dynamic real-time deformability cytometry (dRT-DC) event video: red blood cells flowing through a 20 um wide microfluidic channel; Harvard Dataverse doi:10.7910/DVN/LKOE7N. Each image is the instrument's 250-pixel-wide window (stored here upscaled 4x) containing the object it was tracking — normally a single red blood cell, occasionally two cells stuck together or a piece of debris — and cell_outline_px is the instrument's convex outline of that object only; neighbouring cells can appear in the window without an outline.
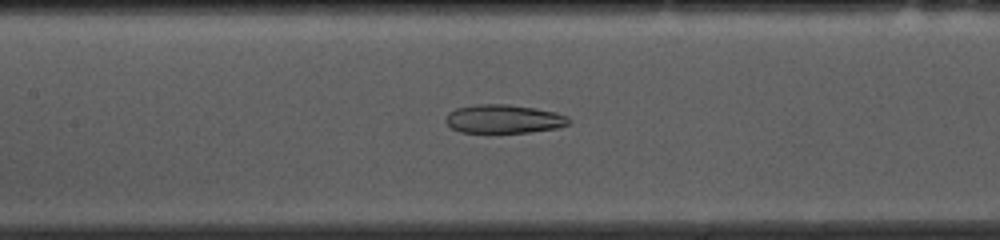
{"species": "common noctule bat (a hibernating species)", "species_latin": "Nyctalus noctula", "temperature_condition": "cold", "stored_images_in_passage": 53, "camera_frame_rate_fps": 3000, "um_per_image_px": 0.085, "animal": {"sex": "female", "body_mass_g": 10.0, "forearm_length_mm": 53.1}, "frame": {"image": 1, "passage_image": 23, "time_ms": 7.333, "image_size_px": [1000, 240], "cell_outline_px": [[572, 120], [568, 124], [556, 128], [528, 132], [460, 132], [452, 128], [444, 120], [448, 112], [456, 108], [476, 104], [508, 104], [536, 108], [556, 112], [568, 116]], "centroid_in_image_um": [42.82, 10.1], "position_along_channel_um": 164.6, "area_um2": 20.58}}
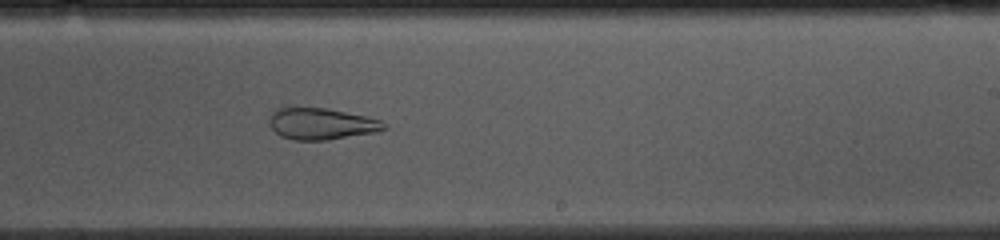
{"frame": {"image": 2, "passage_image": 31, "time_ms": 10.0, "image_size_px": [1000, 240], "cell_outline_px": [[388, 128], [376, 132], [328, 140], [292, 140], [280, 136], [268, 124], [268, 116], [276, 108], [288, 104], [328, 108], [364, 116], [380, 120], [388, 124]], "centroid_in_image_um": [27.23, 10.48], "position_along_channel_um": 261.8, "area_um2": 21.96}}
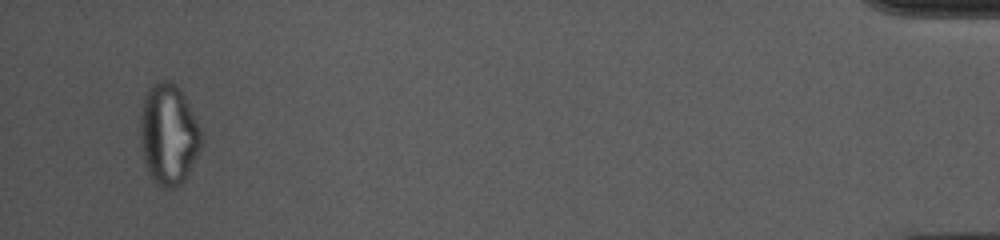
{"frame": {"image": 3, "passage_image": 51, "time_ms": 16.667, "image_size_px": [1000, 240], "cell_outline_px": [[204, 140], [184, 180], [176, 188], [160, 188], [148, 172], [144, 160], [140, 140], [140, 112], [148, 88], [152, 84], [160, 80], [168, 80], [176, 84], [180, 88], [204, 136]], "centroid_in_image_um": [14.32, 11.41], "position_along_channel_um": 420.9, "area_um2": 35.95}, "authors_computed_cell_mechanics": {"area_um2": 26.4724, "velocity_mm_per_s": 3.6497, "shape_relaxation_time_tau1_ms": null, "shape_relaxation_time_tau2_ms": 2.5702, "deformation_change_tau1": null, "deformation_change_tau2": 0.0963}}